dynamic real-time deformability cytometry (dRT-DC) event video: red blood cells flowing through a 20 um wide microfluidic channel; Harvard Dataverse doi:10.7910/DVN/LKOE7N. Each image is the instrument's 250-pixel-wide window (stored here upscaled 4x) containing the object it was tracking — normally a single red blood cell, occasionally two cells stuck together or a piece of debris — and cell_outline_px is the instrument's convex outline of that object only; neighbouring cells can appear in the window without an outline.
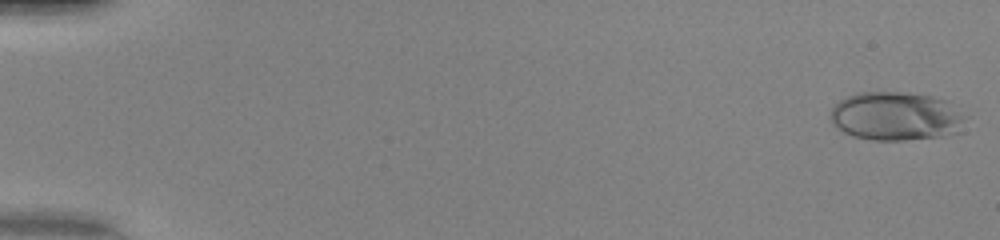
{"species": "human", "species_latin": "Homo sapiens", "temperature_condition": "warm", "stored_images_in_passage": 50, "camera_frame_rate_fps": 3000, "um_per_image_px": 0.085, "donor": {"sex": "female"}, "frame": {"image": 1, "passage_image": 1, "time_ms": 0.0, "image_size_px": [1000, 240], "cell_outline_px": [[968, 116], [960, 132], [948, 136], [904, 140], [876, 140], [852, 136], [844, 132], [832, 124], [828, 116], [832, 108], [840, 100], [848, 96], [860, 92], [908, 92], [932, 96], [948, 100]], "centroid_in_image_um": [76.22, 9.88], "position_along_channel_um": 8.8, "area_um2": 39.02}}
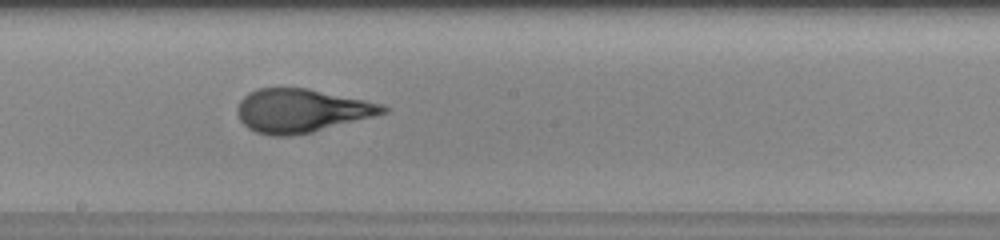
{"frame": {"image": 2, "passage_image": 29, "time_ms": 9.333, "image_size_px": [1000, 240], "cell_outline_px": [[388, 112], [312, 132], [292, 136], [272, 136], [256, 132], [248, 128], [240, 120], [236, 112], [236, 108], [240, 100], [248, 92], [260, 88], [308, 88], [384, 104], [388, 108]], "centroid_in_image_um": [25.59, 9.4], "position_along_channel_um": 222.6, "area_um2": 36.88}}
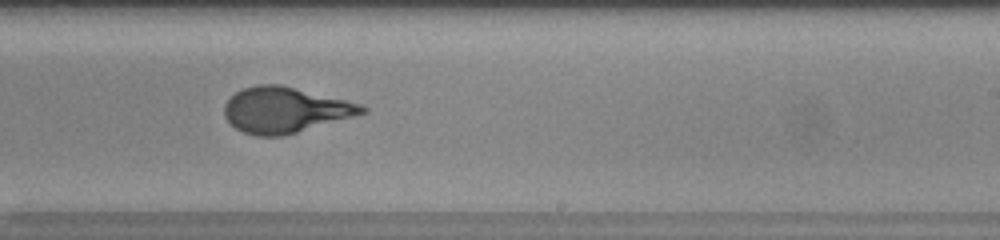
{"frame": {"image": 3, "passage_image": 32, "time_ms": 10.333, "image_size_px": [1000, 240], "cell_outline_px": [[368, 112], [284, 136], [256, 136], [244, 132], [236, 128], [224, 116], [224, 104], [236, 92], [244, 88], [256, 84], [280, 84], [364, 104], [368, 108]], "centroid_in_image_um": [24.26, 9.34], "position_along_channel_um": 264.7, "area_um2": 36.65}, "authors_computed_cell_mechanics": {"area_um2": 36.7897, "velocity_mm_per_s": 4.2341, "shape_relaxation_time_tau1_ms": 6.7435, "shape_relaxation_time_tau2_ms": null, "deformation_change_tau1": 0.3229, "deformation_change_tau2": null}}